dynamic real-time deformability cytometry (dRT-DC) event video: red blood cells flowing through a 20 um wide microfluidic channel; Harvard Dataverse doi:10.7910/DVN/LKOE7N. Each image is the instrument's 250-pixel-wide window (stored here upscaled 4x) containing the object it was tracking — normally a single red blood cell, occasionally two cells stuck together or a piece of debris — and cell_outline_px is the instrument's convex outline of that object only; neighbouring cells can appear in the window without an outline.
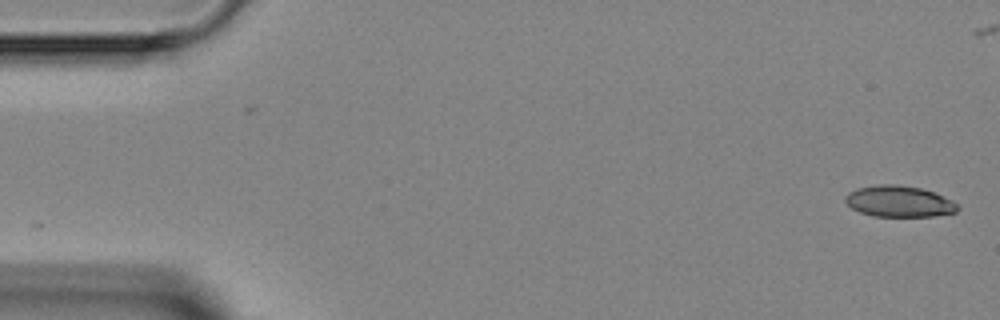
{"species": "Egyptian fruit bat (a non-hibernating species)", "species_latin": "Rousettus aegyptiacus", "temperature_condition": "room temperature", "stored_images_in_passage": 8, "camera_frame_rate_fps": 3000, "um_per_image_px": 0.085, "animal": {"sex": "female"}, "frame": {"image": 1, "passage_image": 1, "time_ms": 0.0, "image_size_px": [1000, 320], "cell_outline_px": [[960, 208], [956, 212], [932, 216], [872, 216], [860, 212], [852, 208], [844, 200], [844, 196], [848, 192], [856, 188], [880, 184], [896, 184], [920, 188], [932, 192], [952, 200]], "centroid_in_image_um": [76.38, 17.11], "position_along_channel_um": 8.6, "area_um2": 20.35}}